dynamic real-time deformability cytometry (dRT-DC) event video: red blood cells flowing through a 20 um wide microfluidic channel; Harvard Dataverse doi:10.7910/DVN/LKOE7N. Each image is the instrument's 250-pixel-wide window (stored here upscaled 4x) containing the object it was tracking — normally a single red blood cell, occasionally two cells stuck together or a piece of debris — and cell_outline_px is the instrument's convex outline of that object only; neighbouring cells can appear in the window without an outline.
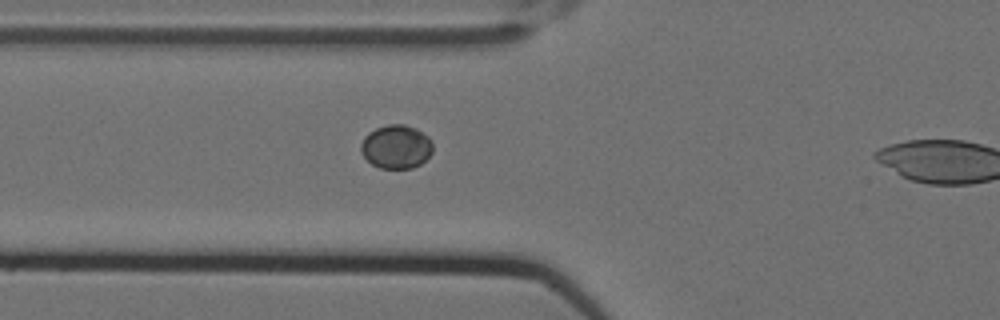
{"species": "Egyptian fruit bat (a non-hibernating species)", "species_latin": "Rousettus aegyptiacus", "temperature_condition": "cold", "stored_images_in_passage": 4, "camera_frame_rate_fps": 3000, "um_per_image_px": 0.085, "animal": {"sex": "female"}, "frame": {"image": 1, "passage_image": 3, "time_ms": 0.667, "image_size_px": [1000, 320], "cell_outline_px": [[432, 152], [420, 164], [412, 168], [380, 168], [372, 164], [360, 152], [360, 144], [364, 136], [368, 132], [376, 128], [388, 124], [404, 124], [416, 128], [428, 136], [432, 140]], "centroid_in_image_um": [33.66, 12.46], "position_along_channel_um": 92.1, "area_um2": 18.38}}